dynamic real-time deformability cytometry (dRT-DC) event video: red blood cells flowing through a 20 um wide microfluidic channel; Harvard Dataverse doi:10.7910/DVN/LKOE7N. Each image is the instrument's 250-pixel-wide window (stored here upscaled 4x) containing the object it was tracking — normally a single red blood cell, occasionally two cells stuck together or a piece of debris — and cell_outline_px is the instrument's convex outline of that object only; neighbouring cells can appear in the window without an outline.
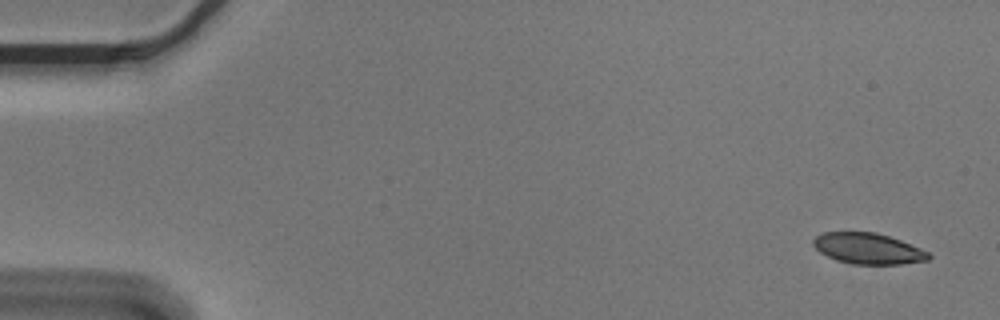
{"species": "Egyptian fruit bat (a non-hibernating species)", "species_latin": "Rousettus aegyptiacus", "temperature_condition": "cold", "stored_images_in_passage": 5, "camera_frame_rate_fps": 3000, "um_per_image_px": 0.085, "animal": {"sex": "male"}, "frame": {"image": 1, "passage_image": 1, "time_ms": 0.0, "image_size_px": [1000, 320], "cell_outline_px": [[932, 256], [928, 260], [900, 264], [852, 264], [836, 260], [820, 252], [812, 244], [812, 240], [816, 236], [824, 232], [876, 232], [900, 240], [920, 248], [928, 252]], "centroid_in_image_um": [73.77, 21.12], "position_along_channel_um": 11.2, "area_um2": 20.69}}
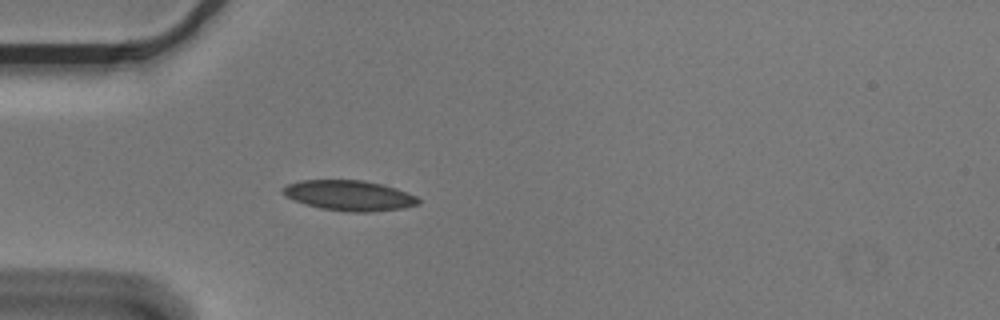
{"frame": {"image": 2, "passage_image": 5, "time_ms": 1.333, "image_size_px": [1000, 320], "cell_outline_px": [[420, 204], [404, 208], [368, 212], [348, 212], [320, 208], [304, 204], [284, 196], [284, 188], [288, 184], [300, 180], [364, 180], [396, 188], [416, 196], [420, 200]], "centroid_in_image_um": [29.7, 16.62], "position_along_channel_um": 55.3, "area_um2": 23.87}}